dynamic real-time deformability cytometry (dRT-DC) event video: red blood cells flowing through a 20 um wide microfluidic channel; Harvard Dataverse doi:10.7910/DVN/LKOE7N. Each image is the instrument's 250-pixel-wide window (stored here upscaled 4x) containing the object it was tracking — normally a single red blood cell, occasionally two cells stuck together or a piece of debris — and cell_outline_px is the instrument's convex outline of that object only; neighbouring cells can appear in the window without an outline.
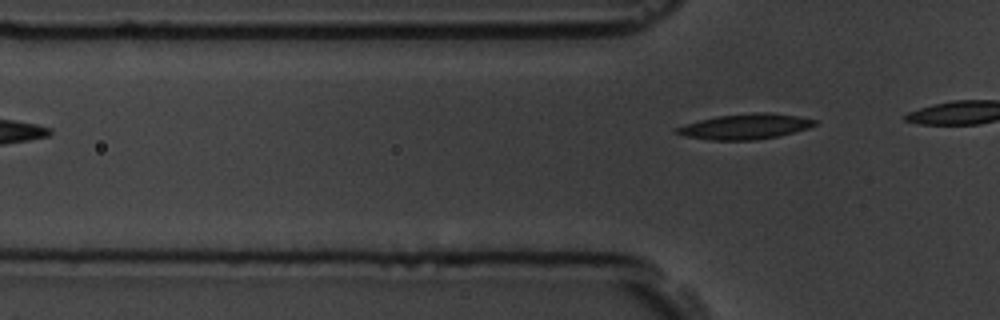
{"species": "common noctule bat (a hibernating species)", "species_latin": "Nyctalus noctula", "temperature_condition": "room temperature", "stored_images_in_passage": 4, "camera_frame_rate_fps": 3000, "um_per_image_px": 0.085, "animal": {"sex": "male", "body_mass_g": 19.5, "forearm_length_mm": 54.6}, "frame": {"image": 1, "passage_image": 4, "time_ms": 4.0, "image_size_px": [1000, 320], "cell_outline_px": [[816, 124], [808, 128], [780, 136], [756, 140], [712, 140], [684, 136], [676, 132], [676, 128], [684, 124], [716, 116], [756, 112], [768, 112], [796, 116], [816, 120]], "centroid_in_image_um": [63.34, 10.76], "position_along_channel_um": 62.5, "area_um2": 20.29}}